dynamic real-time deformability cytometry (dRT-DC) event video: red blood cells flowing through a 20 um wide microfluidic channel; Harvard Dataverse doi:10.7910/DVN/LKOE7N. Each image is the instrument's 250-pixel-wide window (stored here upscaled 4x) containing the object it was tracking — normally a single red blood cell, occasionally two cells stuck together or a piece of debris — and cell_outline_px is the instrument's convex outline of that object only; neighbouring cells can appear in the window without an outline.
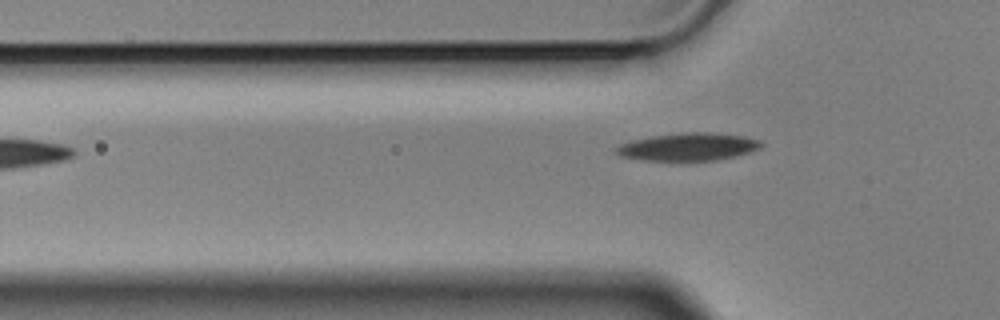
{"species": "Egyptian fruit bat (a non-hibernating species)", "species_latin": "Rousettus aegyptiacus", "temperature_condition": "cold", "stored_images_in_passage": 5, "camera_frame_rate_fps": 3000, "um_per_image_px": 0.085, "animal": {"sex": "male"}, "frame": {"image": 1, "passage_image": 5, "time_ms": 1.333, "image_size_px": [1000, 320], "cell_outline_px": [[764, 144], [760, 148], [752, 152], [736, 156], [716, 160], [644, 160], [620, 156], [616, 152], [616, 148], [620, 144], [632, 140], [652, 136], [684, 132], [708, 132], [744, 136], [760, 140]], "centroid_in_image_um": [58.54, 12.47], "position_along_channel_um": 67.3, "area_um2": 23.35}}